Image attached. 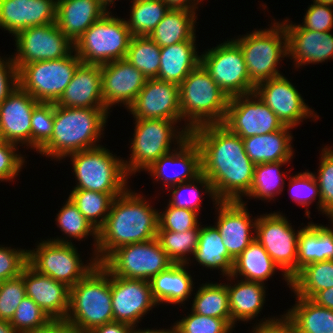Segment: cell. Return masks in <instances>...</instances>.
Here are the masks:
<instances>
[{"label": "cell", "mask_w": 333, "mask_h": 333, "mask_svg": "<svg viewBox=\"0 0 333 333\" xmlns=\"http://www.w3.org/2000/svg\"><path fill=\"white\" fill-rule=\"evenodd\" d=\"M190 135L200 148L201 173L211 182L217 201H243L255 168L243 139L222 123L199 126Z\"/></svg>", "instance_id": "1"}, {"label": "cell", "mask_w": 333, "mask_h": 333, "mask_svg": "<svg viewBox=\"0 0 333 333\" xmlns=\"http://www.w3.org/2000/svg\"><path fill=\"white\" fill-rule=\"evenodd\" d=\"M150 204L145 196L129 188L113 199L109 214L98 229L97 247L92 254L98 264L116 248L156 238L160 210Z\"/></svg>", "instance_id": "2"}, {"label": "cell", "mask_w": 333, "mask_h": 333, "mask_svg": "<svg viewBox=\"0 0 333 333\" xmlns=\"http://www.w3.org/2000/svg\"><path fill=\"white\" fill-rule=\"evenodd\" d=\"M106 108H71L54 103V124L50 140L38 151L60 161L67 155L100 146L107 123Z\"/></svg>", "instance_id": "3"}, {"label": "cell", "mask_w": 333, "mask_h": 333, "mask_svg": "<svg viewBox=\"0 0 333 333\" xmlns=\"http://www.w3.org/2000/svg\"><path fill=\"white\" fill-rule=\"evenodd\" d=\"M80 333L113 322L111 274L101 265L92 269L70 288L69 310L65 318Z\"/></svg>", "instance_id": "4"}, {"label": "cell", "mask_w": 333, "mask_h": 333, "mask_svg": "<svg viewBox=\"0 0 333 333\" xmlns=\"http://www.w3.org/2000/svg\"><path fill=\"white\" fill-rule=\"evenodd\" d=\"M230 98L199 64L179 85L181 121L189 131L223 123ZM187 121V122H186Z\"/></svg>", "instance_id": "5"}, {"label": "cell", "mask_w": 333, "mask_h": 333, "mask_svg": "<svg viewBox=\"0 0 333 333\" xmlns=\"http://www.w3.org/2000/svg\"><path fill=\"white\" fill-rule=\"evenodd\" d=\"M134 120L135 129L133 138H131L130 159L123 160L128 176L135 175L136 172L142 170L145 171L162 155L174 150L176 144V146L182 144L191 133L184 126L181 129L177 126V123L181 121L167 119ZM172 142L174 147H171Z\"/></svg>", "instance_id": "6"}, {"label": "cell", "mask_w": 333, "mask_h": 333, "mask_svg": "<svg viewBox=\"0 0 333 333\" xmlns=\"http://www.w3.org/2000/svg\"><path fill=\"white\" fill-rule=\"evenodd\" d=\"M241 49L250 81L258 83L281 76L278 70L281 58L288 57L287 34L281 22L271 23L269 28L253 30L232 39Z\"/></svg>", "instance_id": "7"}, {"label": "cell", "mask_w": 333, "mask_h": 333, "mask_svg": "<svg viewBox=\"0 0 333 333\" xmlns=\"http://www.w3.org/2000/svg\"><path fill=\"white\" fill-rule=\"evenodd\" d=\"M70 157L76 186L101 193H123L129 186L123 158L112 154L104 146L74 152Z\"/></svg>", "instance_id": "8"}, {"label": "cell", "mask_w": 333, "mask_h": 333, "mask_svg": "<svg viewBox=\"0 0 333 333\" xmlns=\"http://www.w3.org/2000/svg\"><path fill=\"white\" fill-rule=\"evenodd\" d=\"M131 38L125 19L109 10L77 39L74 51L84 64L103 65L124 59Z\"/></svg>", "instance_id": "9"}, {"label": "cell", "mask_w": 333, "mask_h": 333, "mask_svg": "<svg viewBox=\"0 0 333 333\" xmlns=\"http://www.w3.org/2000/svg\"><path fill=\"white\" fill-rule=\"evenodd\" d=\"M81 63L73 50L64 58L22 65L18 69V86L38 102L56 103Z\"/></svg>", "instance_id": "10"}, {"label": "cell", "mask_w": 333, "mask_h": 333, "mask_svg": "<svg viewBox=\"0 0 333 333\" xmlns=\"http://www.w3.org/2000/svg\"><path fill=\"white\" fill-rule=\"evenodd\" d=\"M73 243L41 240L33 250H28V264L37 272L73 287L97 266L95 256L84 264Z\"/></svg>", "instance_id": "11"}, {"label": "cell", "mask_w": 333, "mask_h": 333, "mask_svg": "<svg viewBox=\"0 0 333 333\" xmlns=\"http://www.w3.org/2000/svg\"><path fill=\"white\" fill-rule=\"evenodd\" d=\"M100 264L111 275L150 281L173 262L154 238L116 248Z\"/></svg>", "instance_id": "12"}, {"label": "cell", "mask_w": 333, "mask_h": 333, "mask_svg": "<svg viewBox=\"0 0 333 333\" xmlns=\"http://www.w3.org/2000/svg\"><path fill=\"white\" fill-rule=\"evenodd\" d=\"M293 229L281 212L257 216L255 239L264 247L282 271L291 288V278L297 273V249L300 230Z\"/></svg>", "instance_id": "13"}, {"label": "cell", "mask_w": 333, "mask_h": 333, "mask_svg": "<svg viewBox=\"0 0 333 333\" xmlns=\"http://www.w3.org/2000/svg\"><path fill=\"white\" fill-rule=\"evenodd\" d=\"M200 64L229 98L255 90V85L249 79L243 53L232 38L203 52Z\"/></svg>", "instance_id": "14"}, {"label": "cell", "mask_w": 333, "mask_h": 333, "mask_svg": "<svg viewBox=\"0 0 333 333\" xmlns=\"http://www.w3.org/2000/svg\"><path fill=\"white\" fill-rule=\"evenodd\" d=\"M14 38L17 48L11 56L17 69L28 63L64 58L74 50L56 23L26 28Z\"/></svg>", "instance_id": "15"}, {"label": "cell", "mask_w": 333, "mask_h": 333, "mask_svg": "<svg viewBox=\"0 0 333 333\" xmlns=\"http://www.w3.org/2000/svg\"><path fill=\"white\" fill-rule=\"evenodd\" d=\"M222 124L242 139L276 132L285 126L255 92L231 97Z\"/></svg>", "instance_id": "16"}, {"label": "cell", "mask_w": 333, "mask_h": 333, "mask_svg": "<svg viewBox=\"0 0 333 333\" xmlns=\"http://www.w3.org/2000/svg\"><path fill=\"white\" fill-rule=\"evenodd\" d=\"M287 77L271 78L255 86V94L276 114L286 126L295 128L304 119H319Z\"/></svg>", "instance_id": "17"}, {"label": "cell", "mask_w": 333, "mask_h": 333, "mask_svg": "<svg viewBox=\"0 0 333 333\" xmlns=\"http://www.w3.org/2000/svg\"><path fill=\"white\" fill-rule=\"evenodd\" d=\"M111 295L113 320L131 326L158 305L146 280L111 275Z\"/></svg>", "instance_id": "18"}, {"label": "cell", "mask_w": 333, "mask_h": 333, "mask_svg": "<svg viewBox=\"0 0 333 333\" xmlns=\"http://www.w3.org/2000/svg\"><path fill=\"white\" fill-rule=\"evenodd\" d=\"M213 205L218 211L215 226L228 254L235 260L255 240L257 217L252 219L245 201H217Z\"/></svg>", "instance_id": "19"}, {"label": "cell", "mask_w": 333, "mask_h": 333, "mask_svg": "<svg viewBox=\"0 0 333 333\" xmlns=\"http://www.w3.org/2000/svg\"><path fill=\"white\" fill-rule=\"evenodd\" d=\"M128 111L134 119L181 121L179 85L157 78L147 79Z\"/></svg>", "instance_id": "20"}, {"label": "cell", "mask_w": 333, "mask_h": 333, "mask_svg": "<svg viewBox=\"0 0 333 333\" xmlns=\"http://www.w3.org/2000/svg\"><path fill=\"white\" fill-rule=\"evenodd\" d=\"M101 66L102 97L110 111L113 105L129 108L142 90L147 78L129 61L119 59Z\"/></svg>", "instance_id": "21"}, {"label": "cell", "mask_w": 333, "mask_h": 333, "mask_svg": "<svg viewBox=\"0 0 333 333\" xmlns=\"http://www.w3.org/2000/svg\"><path fill=\"white\" fill-rule=\"evenodd\" d=\"M175 167V168H174ZM174 172L171 173V169ZM177 168V169H176ZM170 171H169V170ZM145 172L168 189L171 186L194 180L201 174V151L191 135L177 148L162 155ZM170 172V173H169Z\"/></svg>", "instance_id": "22"}, {"label": "cell", "mask_w": 333, "mask_h": 333, "mask_svg": "<svg viewBox=\"0 0 333 333\" xmlns=\"http://www.w3.org/2000/svg\"><path fill=\"white\" fill-rule=\"evenodd\" d=\"M39 103L18 86L0 104V140L31 149L32 112Z\"/></svg>", "instance_id": "23"}, {"label": "cell", "mask_w": 333, "mask_h": 333, "mask_svg": "<svg viewBox=\"0 0 333 333\" xmlns=\"http://www.w3.org/2000/svg\"><path fill=\"white\" fill-rule=\"evenodd\" d=\"M282 24L287 34L288 58L294 59L295 68L333 59V33L305 29L287 18Z\"/></svg>", "instance_id": "24"}, {"label": "cell", "mask_w": 333, "mask_h": 333, "mask_svg": "<svg viewBox=\"0 0 333 333\" xmlns=\"http://www.w3.org/2000/svg\"><path fill=\"white\" fill-rule=\"evenodd\" d=\"M20 276L24 280L26 296L52 320H65L69 310L70 287L37 272L28 263Z\"/></svg>", "instance_id": "25"}, {"label": "cell", "mask_w": 333, "mask_h": 333, "mask_svg": "<svg viewBox=\"0 0 333 333\" xmlns=\"http://www.w3.org/2000/svg\"><path fill=\"white\" fill-rule=\"evenodd\" d=\"M57 0H0V28L20 31L56 22Z\"/></svg>", "instance_id": "26"}, {"label": "cell", "mask_w": 333, "mask_h": 333, "mask_svg": "<svg viewBox=\"0 0 333 333\" xmlns=\"http://www.w3.org/2000/svg\"><path fill=\"white\" fill-rule=\"evenodd\" d=\"M55 104L71 108H106L102 97L101 66L81 63Z\"/></svg>", "instance_id": "27"}, {"label": "cell", "mask_w": 333, "mask_h": 333, "mask_svg": "<svg viewBox=\"0 0 333 333\" xmlns=\"http://www.w3.org/2000/svg\"><path fill=\"white\" fill-rule=\"evenodd\" d=\"M106 12L101 0H57L55 23L74 44Z\"/></svg>", "instance_id": "28"}, {"label": "cell", "mask_w": 333, "mask_h": 333, "mask_svg": "<svg viewBox=\"0 0 333 333\" xmlns=\"http://www.w3.org/2000/svg\"><path fill=\"white\" fill-rule=\"evenodd\" d=\"M291 129L293 130V127L285 125L276 132L244 138L243 144L247 156L255 165L291 161L294 154Z\"/></svg>", "instance_id": "29"}, {"label": "cell", "mask_w": 333, "mask_h": 333, "mask_svg": "<svg viewBox=\"0 0 333 333\" xmlns=\"http://www.w3.org/2000/svg\"><path fill=\"white\" fill-rule=\"evenodd\" d=\"M189 264L173 263L150 280L154 300L158 304H184L193 292ZM184 302V303H183Z\"/></svg>", "instance_id": "30"}, {"label": "cell", "mask_w": 333, "mask_h": 333, "mask_svg": "<svg viewBox=\"0 0 333 333\" xmlns=\"http://www.w3.org/2000/svg\"><path fill=\"white\" fill-rule=\"evenodd\" d=\"M196 37L195 35L191 40L161 48L157 79L180 85L200 64Z\"/></svg>", "instance_id": "31"}, {"label": "cell", "mask_w": 333, "mask_h": 333, "mask_svg": "<svg viewBox=\"0 0 333 333\" xmlns=\"http://www.w3.org/2000/svg\"><path fill=\"white\" fill-rule=\"evenodd\" d=\"M333 225V219H330ZM333 260V229L308 222L298 237L297 272L309 263Z\"/></svg>", "instance_id": "32"}, {"label": "cell", "mask_w": 333, "mask_h": 333, "mask_svg": "<svg viewBox=\"0 0 333 333\" xmlns=\"http://www.w3.org/2000/svg\"><path fill=\"white\" fill-rule=\"evenodd\" d=\"M238 283L227 284L229 293V310L231 323L235 327L237 321L246 323L258 317L266 298L265 284L241 279Z\"/></svg>", "instance_id": "33"}, {"label": "cell", "mask_w": 333, "mask_h": 333, "mask_svg": "<svg viewBox=\"0 0 333 333\" xmlns=\"http://www.w3.org/2000/svg\"><path fill=\"white\" fill-rule=\"evenodd\" d=\"M279 269L264 247L255 239L234 260L231 275L226 276L228 280L241 277L243 280L260 282L264 284L268 278Z\"/></svg>", "instance_id": "34"}, {"label": "cell", "mask_w": 333, "mask_h": 333, "mask_svg": "<svg viewBox=\"0 0 333 333\" xmlns=\"http://www.w3.org/2000/svg\"><path fill=\"white\" fill-rule=\"evenodd\" d=\"M207 269L221 271L223 277L231 275L234 259L228 254L223 238L215 225L204 226L199 232L198 245L192 257Z\"/></svg>", "instance_id": "35"}, {"label": "cell", "mask_w": 333, "mask_h": 333, "mask_svg": "<svg viewBox=\"0 0 333 333\" xmlns=\"http://www.w3.org/2000/svg\"><path fill=\"white\" fill-rule=\"evenodd\" d=\"M196 13L170 8L148 36L161 48L191 40L196 35Z\"/></svg>", "instance_id": "36"}, {"label": "cell", "mask_w": 333, "mask_h": 333, "mask_svg": "<svg viewBox=\"0 0 333 333\" xmlns=\"http://www.w3.org/2000/svg\"><path fill=\"white\" fill-rule=\"evenodd\" d=\"M296 300L284 316L297 333H333V310L321 307L311 299L296 296Z\"/></svg>", "instance_id": "37"}, {"label": "cell", "mask_w": 333, "mask_h": 333, "mask_svg": "<svg viewBox=\"0 0 333 333\" xmlns=\"http://www.w3.org/2000/svg\"><path fill=\"white\" fill-rule=\"evenodd\" d=\"M333 287V260L309 263L291 278L290 290L307 299L319 291Z\"/></svg>", "instance_id": "38"}, {"label": "cell", "mask_w": 333, "mask_h": 333, "mask_svg": "<svg viewBox=\"0 0 333 333\" xmlns=\"http://www.w3.org/2000/svg\"><path fill=\"white\" fill-rule=\"evenodd\" d=\"M57 227L63 232L64 238L48 239L59 243H72L71 238L82 241L87 236L93 237V254L96 251L98 230L83 216L77 206L68 197L65 204L60 208L56 215ZM65 235L70 239L65 238Z\"/></svg>", "instance_id": "39"}, {"label": "cell", "mask_w": 333, "mask_h": 333, "mask_svg": "<svg viewBox=\"0 0 333 333\" xmlns=\"http://www.w3.org/2000/svg\"><path fill=\"white\" fill-rule=\"evenodd\" d=\"M191 310L197 314L221 319H231L227 284L202 283L194 293Z\"/></svg>", "instance_id": "40"}, {"label": "cell", "mask_w": 333, "mask_h": 333, "mask_svg": "<svg viewBox=\"0 0 333 333\" xmlns=\"http://www.w3.org/2000/svg\"><path fill=\"white\" fill-rule=\"evenodd\" d=\"M290 161H279L272 163L256 164L250 193L246 197L258 198L259 200L274 201L276 195L281 194L284 189L285 179L288 178L284 172H281L282 165ZM284 176L285 179H284ZM275 196V197H274Z\"/></svg>", "instance_id": "41"}, {"label": "cell", "mask_w": 333, "mask_h": 333, "mask_svg": "<svg viewBox=\"0 0 333 333\" xmlns=\"http://www.w3.org/2000/svg\"><path fill=\"white\" fill-rule=\"evenodd\" d=\"M130 19L125 20L132 36H148L170 7L163 0H132Z\"/></svg>", "instance_id": "42"}, {"label": "cell", "mask_w": 333, "mask_h": 333, "mask_svg": "<svg viewBox=\"0 0 333 333\" xmlns=\"http://www.w3.org/2000/svg\"><path fill=\"white\" fill-rule=\"evenodd\" d=\"M121 194L72 189L69 198L83 216L98 230L109 214L113 199Z\"/></svg>", "instance_id": "43"}, {"label": "cell", "mask_w": 333, "mask_h": 333, "mask_svg": "<svg viewBox=\"0 0 333 333\" xmlns=\"http://www.w3.org/2000/svg\"><path fill=\"white\" fill-rule=\"evenodd\" d=\"M200 229L199 223L195 228L184 232L158 230L156 238L173 263L189 264L191 260L187 256L194 255Z\"/></svg>", "instance_id": "44"}, {"label": "cell", "mask_w": 333, "mask_h": 333, "mask_svg": "<svg viewBox=\"0 0 333 333\" xmlns=\"http://www.w3.org/2000/svg\"><path fill=\"white\" fill-rule=\"evenodd\" d=\"M159 47L149 36H132L125 59L147 79L157 78L160 68Z\"/></svg>", "instance_id": "45"}, {"label": "cell", "mask_w": 333, "mask_h": 333, "mask_svg": "<svg viewBox=\"0 0 333 333\" xmlns=\"http://www.w3.org/2000/svg\"><path fill=\"white\" fill-rule=\"evenodd\" d=\"M201 188H200V186ZM200 188V189H199ZM173 189V190H172ZM205 191H204V190ZM171 192V199L167 202L170 206L177 208H186L193 210L199 214L204 195L212 197V202H217V199L214 195L211 182L204 174H200L194 180L183 182L168 188V192ZM201 191H204L201 193Z\"/></svg>", "instance_id": "46"}, {"label": "cell", "mask_w": 333, "mask_h": 333, "mask_svg": "<svg viewBox=\"0 0 333 333\" xmlns=\"http://www.w3.org/2000/svg\"><path fill=\"white\" fill-rule=\"evenodd\" d=\"M52 319L28 296L16 309L10 324L18 333H33L47 326Z\"/></svg>", "instance_id": "47"}, {"label": "cell", "mask_w": 333, "mask_h": 333, "mask_svg": "<svg viewBox=\"0 0 333 333\" xmlns=\"http://www.w3.org/2000/svg\"><path fill=\"white\" fill-rule=\"evenodd\" d=\"M319 162L318 174H314L319 186L321 212L333 219V148L324 146Z\"/></svg>", "instance_id": "48"}, {"label": "cell", "mask_w": 333, "mask_h": 333, "mask_svg": "<svg viewBox=\"0 0 333 333\" xmlns=\"http://www.w3.org/2000/svg\"><path fill=\"white\" fill-rule=\"evenodd\" d=\"M175 333H231V319H221L197 314L191 310L188 316L174 322Z\"/></svg>", "instance_id": "49"}, {"label": "cell", "mask_w": 333, "mask_h": 333, "mask_svg": "<svg viewBox=\"0 0 333 333\" xmlns=\"http://www.w3.org/2000/svg\"><path fill=\"white\" fill-rule=\"evenodd\" d=\"M54 124V103L40 102L32 112L31 149L38 151L50 140Z\"/></svg>", "instance_id": "50"}, {"label": "cell", "mask_w": 333, "mask_h": 333, "mask_svg": "<svg viewBox=\"0 0 333 333\" xmlns=\"http://www.w3.org/2000/svg\"><path fill=\"white\" fill-rule=\"evenodd\" d=\"M288 177L290 198L298 205L306 206V208L318 198L317 209L321 212V197L314 173L307 170Z\"/></svg>", "instance_id": "51"}, {"label": "cell", "mask_w": 333, "mask_h": 333, "mask_svg": "<svg viewBox=\"0 0 333 333\" xmlns=\"http://www.w3.org/2000/svg\"><path fill=\"white\" fill-rule=\"evenodd\" d=\"M164 209V212H158V230L184 232L195 228L199 224V214L193 210L177 208L169 204Z\"/></svg>", "instance_id": "52"}, {"label": "cell", "mask_w": 333, "mask_h": 333, "mask_svg": "<svg viewBox=\"0 0 333 333\" xmlns=\"http://www.w3.org/2000/svg\"><path fill=\"white\" fill-rule=\"evenodd\" d=\"M26 297L24 280L21 276L0 283V320L12 319L21 301Z\"/></svg>", "instance_id": "53"}, {"label": "cell", "mask_w": 333, "mask_h": 333, "mask_svg": "<svg viewBox=\"0 0 333 333\" xmlns=\"http://www.w3.org/2000/svg\"><path fill=\"white\" fill-rule=\"evenodd\" d=\"M11 142L0 140V181H13L26 163L21 152L18 154V147Z\"/></svg>", "instance_id": "54"}, {"label": "cell", "mask_w": 333, "mask_h": 333, "mask_svg": "<svg viewBox=\"0 0 333 333\" xmlns=\"http://www.w3.org/2000/svg\"><path fill=\"white\" fill-rule=\"evenodd\" d=\"M28 263V250L0 245V281L10 280L21 275Z\"/></svg>", "instance_id": "55"}, {"label": "cell", "mask_w": 333, "mask_h": 333, "mask_svg": "<svg viewBox=\"0 0 333 333\" xmlns=\"http://www.w3.org/2000/svg\"><path fill=\"white\" fill-rule=\"evenodd\" d=\"M333 7L313 0L303 18L301 26L312 31L326 32L333 28Z\"/></svg>", "instance_id": "56"}, {"label": "cell", "mask_w": 333, "mask_h": 333, "mask_svg": "<svg viewBox=\"0 0 333 333\" xmlns=\"http://www.w3.org/2000/svg\"><path fill=\"white\" fill-rule=\"evenodd\" d=\"M18 87V69L12 56H0V104Z\"/></svg>", "instance_id": "57"}, {"label": "cell", "mask_w": 333, "mask_h": 333, "mask_svg": "<svg viewBox=\"0 0 333 333\" xmlns=\"http://www.w3.org/2000/svg\"><path fill=\"white\" fill-rule=\"evenodd\" d=\"M260 320L256 326H253V331L250 333H297L291 322L284 315H280V318L274 316Z\"/></svg>", "instance_id": "58"}, {"label": "cell", "mask_w": 333, "mask_h": 333, "mask_svg": "<svg viewBox=\"0 0 333 333\" xmlns=\"http://www.w3.org/2000/svg\"><path fill=\"white\" fill-rule=\"evenodd\" d=\"M33 333H80L66 320H52L47 326Z\"/></svg>", "instance_id": "59"}, {"label": "cell", "mask_w": 333, "mask_h": 333, "mask_svg": "<svg viewBox=\"0 0 333 333\" xmlns=\"http://www.w3.org/2000/svg\"><path fill=\"white\" fill-rule=\"evenodd\" d=\"M132 326L121 322H110L94 328L89 333H130Z\"/></svg>", "instance_id": "60"}, {"label": "cell", "mask_w": 333, "mask_h": 333, "mask_svg": "<svg viewBox=\"0 0 333 333\" xmlns=\"http://www.w3.org/2000/svg\"><path fill=\"white\" fill-rule=\"evenodd\" d=\"M311 300L321 307L333 310V287L319 291Z\"/></svg>", "instance_id": "61"}, {"label": "cell", "mask_w": 333, "mask_h": 333, "mask_svg": "<svg viewBox=\"0 0 333 333\" xmlns=\"http://www.w3.org/2000/svg\"><path fill=\"white\" fill-rule=\"evenodd\" d=\"M170 8L173 9H186L196 12L203 0H163Z\"/></svg>", "instance_id": "62"}, {"label": "cell", "mask_w": 333, "mask_h": 333, "mask_svg": "<svg viewBox=\"0 0 333 333\" xmlns=\"http://www.w3.org/2000/svg\"><path fill=\"white\" fill-rule=\"evenodd\" d=\"M138 329V326L135 325V326H132V329H131V332L130 333H175V327H174V324L170 327L171 329H145L142 330V329ZM173 327V328H172Z\"/></svg>", "instance_id": "63"}, {"label": "cell", "mask_w": 333, "mask_h": 333, "mask_svg": "<svg viewBox=\"0 0 333 333\" xmlns=\"http://www.w3.org/2000/svg\"><path fill=\"white\" fill-rule=\"evenodd\" d=\"M0 333H18L9 321L0 320Z\"/></svg>", "instance_id": "64"}, {"label": "cell", "mask_w": 333, "mask_h": 333, "mask_svg": "<svg viewBox=\"0 0 333 333\" xmlns=\"http://www.w3.org/2000/svg\"><path fill=\"white\" fill-rule=\"evenodd\" d=\"M116 0H101L102 4L109 10ZM110 6V8H108Z\"/></svg>", "instance_id": "65"}, {"label": "cell", "mask_w": 333, "mask_h": 333, "mask_svg": "<svg viewBox=\"0 0 333 333\" xmlns=\"http://www.w3.org/2000/svg\"><path fill=\"white\" fill-rule=\"evenodd\" d=\"M314 1L333 7V0H314Z\"/></svg>", "instance_id": "66"}]
</instances>
